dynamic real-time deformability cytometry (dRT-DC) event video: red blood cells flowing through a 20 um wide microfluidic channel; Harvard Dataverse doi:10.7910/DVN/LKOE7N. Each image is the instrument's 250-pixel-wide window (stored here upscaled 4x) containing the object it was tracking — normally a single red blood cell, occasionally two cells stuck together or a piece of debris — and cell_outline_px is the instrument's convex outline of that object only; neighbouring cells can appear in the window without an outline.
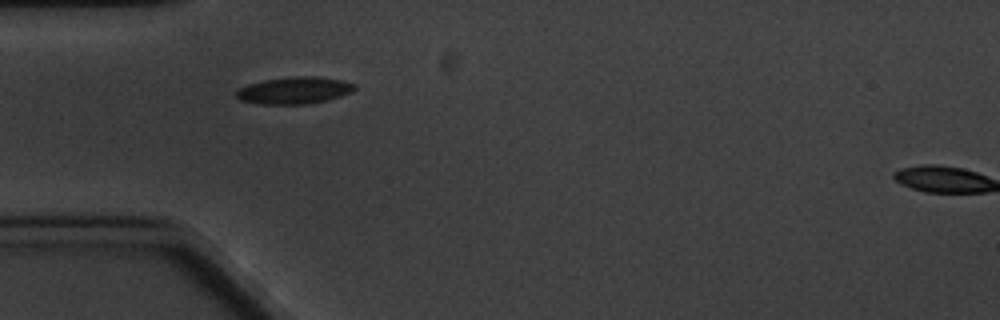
{"species": "common noctule bat (a hibernating species)", "species_latin": "Nyctalus noctula", "temperature_condition": "cold", "stored_images_in_passage": 2, "camera_frame_rate_fps": 3000, "um_per_image_px": 0.085, "animal": {"sex": "male", "body_mass_g": 20.1, "forearm_length_mm": 53.5}, "frame": {"image": 1, "passage_image": 1, "time_ms": 0.0, "image_size_px": [1000, 320], "cell_outline_px": [[356, 88], [352, 92], [328, 100], [308, 104], [260, 104], [240, 100], [236, 96], [236, 92], [240, 88], [248, 84], [264, 80], [292, 76], [312, 76], [344, 80], [356, 84]], "centroid_in_image_um": [25.05, 7.68], "position_along_channel_um": 60.0, "area_um2": 18.67}}